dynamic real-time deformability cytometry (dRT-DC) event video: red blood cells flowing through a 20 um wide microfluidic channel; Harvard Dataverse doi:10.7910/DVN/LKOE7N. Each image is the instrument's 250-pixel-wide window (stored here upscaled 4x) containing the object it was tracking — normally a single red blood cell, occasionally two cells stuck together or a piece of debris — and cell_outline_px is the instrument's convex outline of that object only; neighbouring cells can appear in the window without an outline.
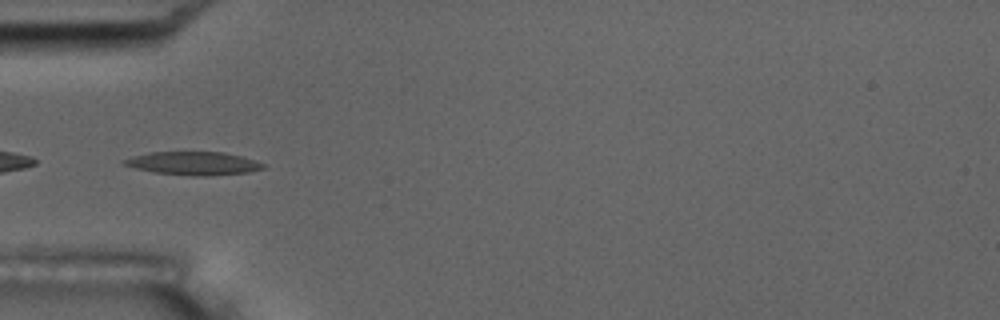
{"species": "common noctule bat (a hibernating species)", "species_latin": "Nyctalus noctula", "temperature_condition": "room temperature", "stored_images_in_passage": 8, "camera_frame_rate_fps": 3000, "um_per_image_px": 0.085, "animal": {"sex": "male", "body_mass_g": 17.5, "forearm_length_mm": 52.3}, "frame": {"image": 1, "passage_image": 6, "time_ms": 5.667, "image_size_px": [1000, 320], "cell_outline_px": [[264, 168], [248, 172], [204, 176], [196, 176], [156, 172], [136, 168], [124, 164], [120, 160], [132, 156], [148, 152], [224, 152], [256, 160], [264, 164]], "centroid_in_image_um": [16.43, 13.87], "position_along_channel_um": 68.6, "area_um2": 18.67}}